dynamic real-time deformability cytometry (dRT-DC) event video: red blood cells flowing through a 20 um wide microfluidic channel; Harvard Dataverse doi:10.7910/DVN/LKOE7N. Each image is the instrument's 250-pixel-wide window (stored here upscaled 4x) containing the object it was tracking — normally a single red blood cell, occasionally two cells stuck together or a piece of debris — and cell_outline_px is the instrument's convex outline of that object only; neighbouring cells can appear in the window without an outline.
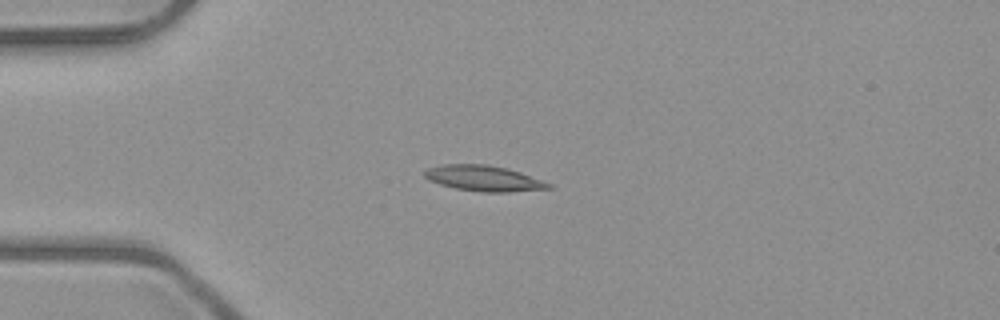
{"species": "common noctule bat (a hibernating species)", "species_latin": "Nyctalus noctula", "temperature_condition": "room temperature", "stored_images_in_passage": 7, "camera_frame_rate_fps": 3000, "um_per_image_px": 0.085, "animal": {"sex": "male", "body_mass_g": 23.1, "forearm_length_mm": 52.7}, "frame": {"image": 1, "passage_image": 4, "time_ms": 3.667, "image_size_px": [1000, 320], "cell_outline_px": [[552, 188], [508, 192], [484, 192], [456, 188], [440, 184], [428, 180], [424, 176], [424, 172], [428, 168], [440, 164], [488, 164], [508, 168], [520, 172], [552, 184]], "centroid_in_image_um": [41.11, 15.15], "position_along_channel_um": 43.9, "area_um2": 18.5}}
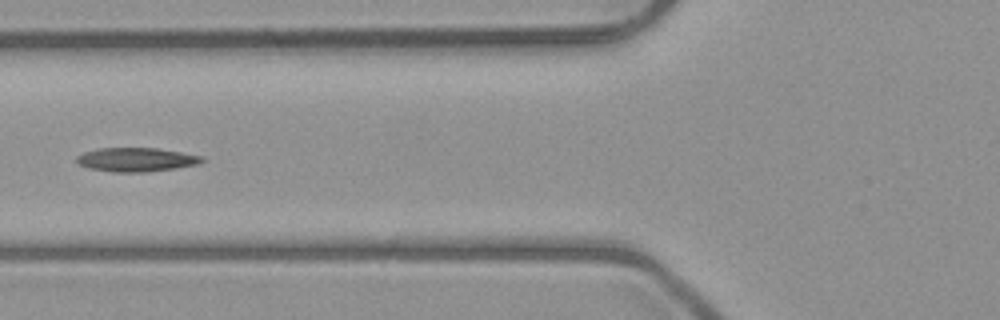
{"frame": {"image": 2, "passage_image": 6, "time_ms": 6.0, "image_size_px": [1000, 320], "cell_outline_px": [[208, 160], [200, 164], [176, 168], [148, 172], [112, 172], [88, 168], [76, 164], [76, 156], [84, 152], [96, 148], [156, 148], [204, 156]], "centroid_in_image_um": [11.6, 13.57], "position_along_channel_um": 114.2, "area_um2": 17.8}}
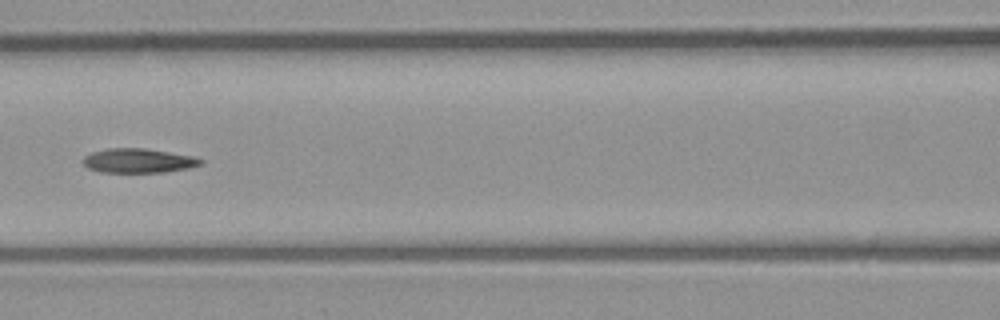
{"frame": {"image": 3, "passage_image": 7, "time_ms": 7.0, "image_size_px": [1000, 320], "cell_outline_px": [[204, 164], [188, 168], [164, 172], [100, 172], [88, 168], [80, 160], [84, 156], [92, 152], [108, 148], [144, 148], [196, 156], [204, 160]], "centroid_in_image_um": [11.78, 13.65], "position_along_channel_um": 154.8, "area_um2": 16.88}}